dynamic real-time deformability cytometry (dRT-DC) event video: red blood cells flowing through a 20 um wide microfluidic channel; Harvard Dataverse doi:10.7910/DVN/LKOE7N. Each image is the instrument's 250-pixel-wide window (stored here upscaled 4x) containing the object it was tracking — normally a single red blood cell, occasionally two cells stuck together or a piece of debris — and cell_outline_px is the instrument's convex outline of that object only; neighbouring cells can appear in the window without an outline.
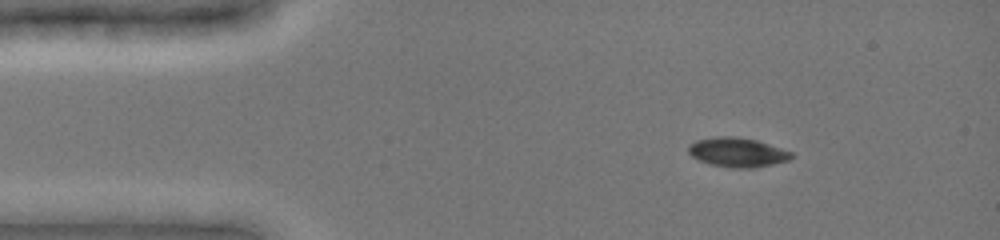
{"species": "common noctule bat (a hibernating species)", "species_latin": "Nyctalus noctula", "temperature_condition": "cold", "stored_images_in_passage": 43, "camera_frame_rate_fps": 3000, "um_per_image_px": 0.085, "animal": {"sex": "female", "body_mass_g": 19.0, "forearm_length_mm": 51.5}, "frame": {"image": 1, "passage_image": 1, "time_ms": 0.0, "image_size_px": [1000, 240], "cell_outline_px": [[792, 156], [788, 160], [772, 164], [752, 168], [732, 168], [708, 164], [692, 156], [688, 152], [688, 144], [696, 140], [716, 136], [736, 136], [756, 140], [792, 152]], "centroid_in_image_um": [62.63, 12.94], "position_along_channel_um": 22.4, "area_um2": 17.57}}
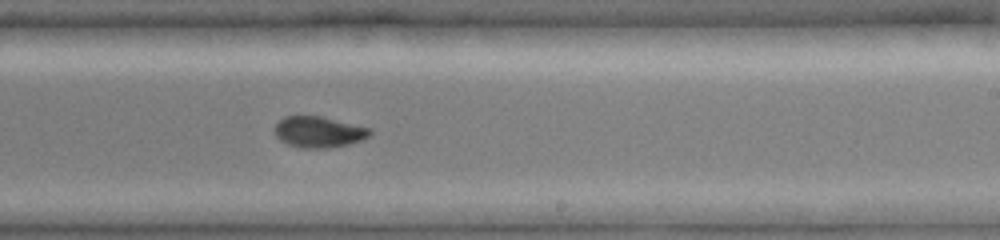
{"frame": {"image": 2, "passage_image": 24, "time_ms": 7.667, "image_size_px": [1000, 240], "cell_outline_px": [[372, 132], [364, 140], [332, 148], [304, 148], [288, 144], [280, 140], [276, 136], [272, 128], [284, 116], [320, 116], [372, 128]], "centroid_in_image_um": [27.1, 11.22], "position_along_channel_um": 261.9, "area_um2": 17.4}}
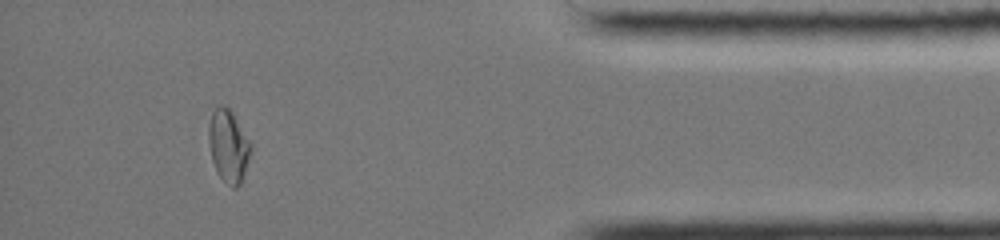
{"frame": {"image": 3, "passage_image": 38, "time_ms": 12.333, "image_size_px": [1000, 240], "cell_outline_px": [[252, 152], [240, 184], [236, 188], [232, 188], [216, 172], [212, 160], [208, 140], [208, 128], [212, 112], [216, 104], [224, 104], [232, 112], [252, 144]], "centroid_in_image_um": [19.42, 12.38], "position_along_channel_um": 415.8, "area_um2": 17.98}, "authors_computed_cell_mechanics": {"area_um2": 17.9758, "velocity_mm_per_s": 3.9384, "shape_relaxation_time_tau1_ms": 6.5521, "shape_relaxation_time_tau2_ms": 11.0224, "deformation_change_tau1": 0.1349, "deformation_change_tau2": 0.0548}}